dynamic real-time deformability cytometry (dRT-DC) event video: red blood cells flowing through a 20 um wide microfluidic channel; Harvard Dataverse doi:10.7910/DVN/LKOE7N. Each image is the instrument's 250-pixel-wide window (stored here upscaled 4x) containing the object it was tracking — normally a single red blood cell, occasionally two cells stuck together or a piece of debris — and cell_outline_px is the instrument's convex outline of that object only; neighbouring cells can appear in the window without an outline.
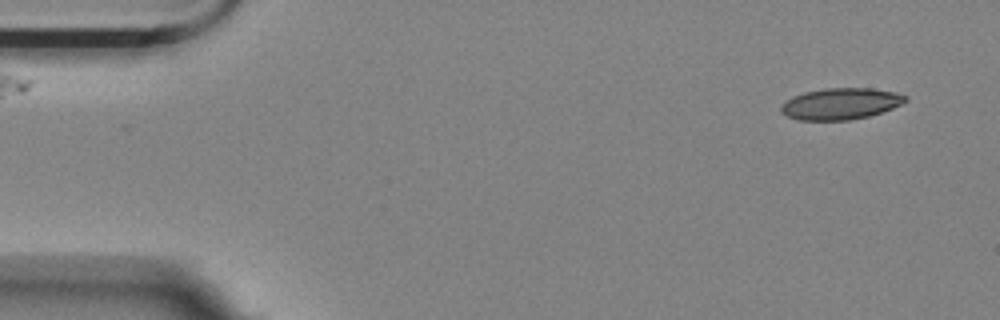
{"species": "Egyptian fruit bat (a non-hibernating species)", "species_latin": "Rousettus aegyptiacus", "temperature_condition": "room temperature", "stored_images_in_passage": 6, "camera_frame_rate_fps": 3000, "um_per_image_px": 0.085, "animal": {"sex": "female"}, "frame": {"image": 1, "passage_image": 1, "time_ms": 0.0, "image_size_px": [1000, 320], "cell_outline_px": [[908, 100], [892, 108], [868, 116], [848, 120], [800, 120], [788, 116], [780, 112], [780, 108], [792, 96], [804, 92], [824, 88], [872, 88], [896, 92], [908, 96]], "centroid_in_image_um": [71.47, 8.81], "position_along_channel_um": 13.5, "area_um2": 22.66}}
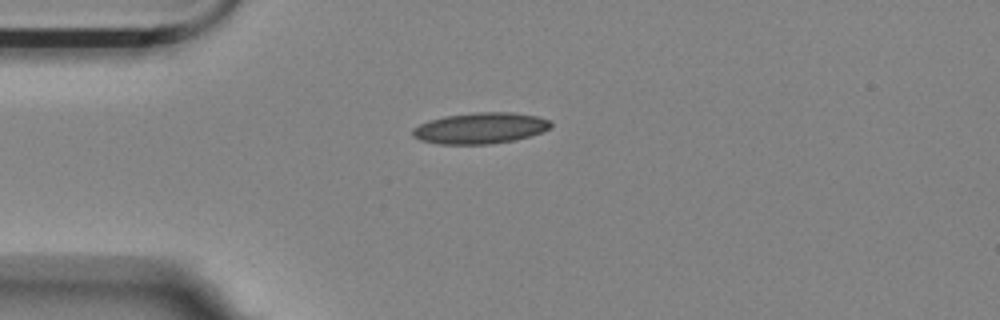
{"frame": {"image": 2, "passage_image": 4, "time_ms": 3.333, "image_size_px": [1000, 320], "cell_outline_px": [[552, 128], [516, 140], [492, 144], [440, 144], [420, 140], [412, 136], [412, 128], [428, 120], [444, 116], [476, 112], [512, 112], [536, 116], [552, 120]], "centroid_in_image_um": [40.83, 10.89], "position_along_channel_um": 44.2, "area_um2": 25.2}}
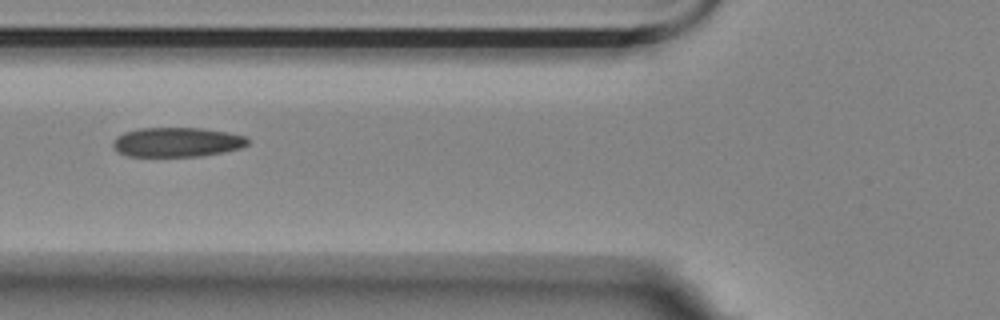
{"frame": {"image": 3, "passage_image": 6, "time_ms": 5.667, "image_size_px": [1000, 320], "cell_outline_px": [[248, 144], [240, 148], [224, 152], [200, 156], [128, 156], [116, 152], [112, 148], [112, 140], [116, 136], [124, 132], [140, 128], [204, 128], [244, 136], [248, 140]], "centroid_in_image_um": [14.97, 12.08], "position_along_channel_um": 110.8, "area_um2": 23.24}}